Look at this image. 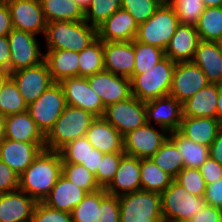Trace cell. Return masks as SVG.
I'll return each mask as SVG.
<instances>
[{
	"mask_svg": "<svg viewBox=\"0 0 222 222\" xmlns=\"http://www.w3.org/2000/svg\"><path fill=\"white\" fill-rule=\"evenodd\" d=\"M62 175V158L59 151L42 150L33 163L19 176V189L43 201Z\"/></svg>",
	"mask_w": 222,
	"mask_h": 222,
	"instance_id": "6da1fadb",
	"label": "cell"
},
{
	"mask_svg": "<svg viewBox=\"0 0 222 222\" xmlns=\"http://www.w3.org/2000/svg\"><path fill=\"white\" fill-rule=\"evenodd\" d=\"M35 34L12 29L7 35L10 49V73L29 68L44 61L45 54Z\"/></svg>",
	"mask_w": 222,
	"mask_h": 222,
	"instance_id": "30bf717a",
	"label": "cell"
},
{
	"mask_svg": "<svg viewBox=\"0 0 222 222\" xmlns=\"http://www.w3.org/2000/svg\"><path fill=\"white\" fill-rule=\"evenodd\" d=\"M154 163L175 179L184 168V162L175 142L168 137L160 149L151 157Z\"/></svg>",
	"mask_w": 222,
	"mask_h": 222,
	"instance_id": "836d02e7",
	"label": "cell"
},
{
	"mask_svg": "<svg viewBox=\"0 0 222 222\" xmlns=\"http://www.w3.org/2000/svg\"><path fill=\"white\" fill-rule=\"evenodd\" d=\"M105 70L103 41L98 38L79 52V76L89 77Z\"/></svg>",
	"mask_w": 222,
	"mask_h": 222,
	"instance_id": "e575fe53",
	"label": "cell"
},
{
	"mask_svg": "<svg viewBox=\"0 0 222 222\" xmlns=\"http://www.w3.org/2000/svg\"><path fill=\"white\" fill-rule=\"evenodd\" d=\"M135 66L133 74H142L152 69L165 57V51L154 45L143 44L134 39Z\"/></svg>",
	"mask_w": 222,
	"mask_h": 222,
	"instance_id": "74e56055",
	"label": "cell"
},
{
	"mask_svg": "<svg viewBox=\"0 0 222 222\" xmlns=\"http://www.w3.org/2000/svg\"><path fill=\"white\" fill-rule=\"evenodd\" d=\"M95 222H120L118 196L107 194L101 204H96Z\"/></svg>",
	"mask_w": 222,
	"mask_h": 222,
	"instance_id": "7dc6e473",
	"label": "cell"
},
{
	"mask_svg": "<svg viewBox=\"0 0 222 222\" xmlns=\"http://www.w3.org/2000/svg\"><path fill=\"white\" fill-rule=\"evenodd\" d=\"M160 5L158 0H121V8L128 11L138 25L146 22Z\"/></svg>",
	"mask_w": 222,
	"mask_h": 222,
	"instance_id": "ee69618b",
	"label": "cell"
},
{
	"mask_svg": "<svg viewBox=\"0 0 222 222\" xmlns=\"http://www.w3.org/2000/svg\"><path fill=\"white\" fill-rule=\"evenodd\" d=\"M85 137L103 154L124 152L123 136L103 116L93 120Z\"/></svg>",
	"mask_w": 222,
	"mask_h": 222,
	"instance_id": "603a6c76",
	"label": "cell"
},
{
	"mask_svg": "<svg viewBox=\"0 0 222 222\" xmlns=\"http://www.w3.org/2000/svg\"><path fill=\"white\" fill-rule=\"evenodd\" d=\"M175 65L165 56L152 69L133 74L130 78L132 95L144 102L169 95Z\"/></svg>",
	"mask_w": 222,
	"mask_h": 222,
	"instance_id": "277c9868",
	"label": "cell"
},
{
	"mask_svg": "<svg viewBox=\"0 0 222 222\" xmlns=\"http://www.w3.org/2000/svg\"><path fill=\"white\" fill-rule=\"evenodd\" d=\"M36 203L20 189L0 193V222H30Z\"/></svg>",
	"mask_w": 222,
	"mask_h": 222,
	"instance_id": "44dd1931",
	"label": "cell"
},
{
	"mask_svg": "<svg viewBox=\"0 0 222 222\" xmlns=\"http://www.w3.org/2000/svg\"><path fill=\"white\" fill-rule=\"evenodd\" d=\"M5 138L20 142H45V135L27 111L5 117Z\"/></svg>",
	"mask_w": 222,
	"mask_h": 222,
	"instance_id": "f1b7e54d",
	"label": "cell"
},
{
	"mask_svg": "<svg viewBox=\"0 0 222 222\" xmlns=\"http://www.w3.org/2000/svg\"><path fill=\"white\" fill-rule=\"evenodd\" d=\"M164 222H188L206 206L203 196H195L173 180L161 193Z\"/></svg>",
	"mask_w": 222,
	"mask_h": 222,
	"instance_id": "5b68a950",
	"label": "cell"
},
{
	"mask_svg": "<svg viewBox=\"0 0 222 222\" xmlns=\"http://www.w3.org/2000/svg\"><path fill=\"white\" fill-rule=\"evenodd\" d=\"M73 1L76 2L78 5H80L83 8V10H85L91 3V0H73Z\"/></svg>",
	"mask_w": 222,
	"mask_h": 222,
	"instance_id": "be15d7a7",
	"label": "cell"
},
{
	"mask_svg": "<svg viewBox=\"0 0 222 222\" xmlns=\"http://www.w3.org/2000/svg\"><path fill=\"white\" fill-rule=\"evenodd\" d=\"M104 67L115 75L131 78L135 66L134 40L103 42Z\"/></svg>",
	"mask_w": 222,
	"mask_h": 222,
	"instance_id": "d6986e66",
	"label": "cell"
},
{
	"mask_svg": "<svg viewBox=\"0 0 222 222\" xmlns=\"http://www.w3.org/2000/svg\"><path fill=\"white\" fill-rule=\"evenodd\" d=\"M174 180L184 187L188 193L195 196H204L206 183L199 168H183Z\"/></svg>",
	"mask_w": 222,
	"mask_h": 222,
	"instance_id": "bcb514c9",
	"label": "cell"
},
{
	"mask_svg": "<svg viewBox=\"0 0 222 222\" xmlns=\"http://www.w3.org/2000/svg\"><path fill=\"white\" fill-rule=\"evenodd\" d=\"M95 118L88 111L66 104L61 116L45 135V149L59 151L67 143L85 136Z\"/></svg>",
	"mask_w": 222,
	"mask_h": 222,
	"instance_id": "3957f363",
	"label": "cell"
},
{
	"mask_svg": "<svg viewBox=\"0 0 222 222\" xmlns=\"http://www.w3.org/2000/svg\"><path fill=\"white\" fill-rule=\"evenodd\" d=\"M120 8L121 0H91L84 10V21L97 28Z\"/></svg>",
	"mask_w": 222,
	"mask_h": 222,
	"instance_id": "ab89813d",
	"label": "cell"
},
{
	"mask_svg": "<svg viewBox=\"0 0 222 222\" xmlns=\"http://www.w3.org/2000/svg\"><path fill=\"white\" fill-rule=\"evenodd\" d=\"M199 170L205 180L206 185L212 184L218 179L222 178V165H220L210 156L199 167Z\"/></svg>",
	"mask_w": 222,
	"mask_h": 222,
	"instance_id": "f907efd6",
	"label": "cell"
},
{
	"mask_svg": "<svg viewBox=\"0 0 222 222\" xmlns=\"http://www.w3.org/2000/svg\"><path fill=\"white\" fill-rule=\"evenodd\" d=\"M220 51L222 52V37L217 41Z\"/></svg>",
	"mask_w": 222,
	"mask_h": 222,
	"instance_id": "e7e4bbea",
	"label": "cell"
},
{
	"mask_svg": "<svg viewBox=\"0 0 222 222\" xmlns=\"http://www.w3.org/2000/svg\"><path fill=\"white\" fill-rule=\"evenodd\" d=\"M169 137V132L151 124L138 127L123 137L124 153L139 159L151 158Z\"/></svg>",
	"mask_w": 222,
	"mask_h": 222,
	"instance_id": "8fae6325",
	"label": "cell"
},
{
	"mask_svg": "<svg viewBox=\"0 0 222 222\" xmlns=\"http://www.w3.org/2000/svg\"><path fill=\"white\" fill-rule=\"evenodd\" d=\"M54 82L79 76V52L71 50H47L45 58Z\"/></svg>",
	"mask_w": 222,
	"mask_h": 222,
	"instance_id": "f546056e",
	"label": "cell"
},
{
	"mask_svg": "<svg viewBox=\"0 0 222 222\" xmlns=\"http://www.w3.org/2000/svg\"><path fill=\"white\" fill-rule=\"evenodd\" d=\"M19 189V175L0 161V193L12 192Z\"/></svg>",
	"mask_w": 222,
	"mask_h": 222,
	"instance_id": "681fc988",
	"label": "cell"
},
{
	"mask_svg": "<svg viewBox=\"0 0 222 222\" xmlns=\"http://www.w3.org/2000/svg\"><path fill=\"white\" fill-rule=\"evenodd\" d=\"M141 190L159 193L165 191L174 180L158 167L151 158L140 159Z\"/></svg>",
	"mask_w": 222,
	"mask_h": 222,
	"instance_id": "d6a6232c",
	"label": "cell"
},
{
	"mask_svg": "<svg viewBox=\"0 0 222 222\" xmlns=\"http://www.w3.org/2000/svg\"><path fill=\"white\" fill-rule=\"evenodd\" d=\"M0 69L10 72V49L7 36H0Z\"/></svg>",
	"mask_w": 222,
	"mask_h": 222,
	"instance_id": "11a10c76",
	"label": "cell"
},
{
	"mask_svg": "<svg viewBox=\"0 0 222 222\" xmlns=\"http://www.w3.org/2000/svg\"><path fill=\"white\" fill-rule=\"evenodd\" d=\"M169 4L182 25L196 26L206 8L202 0H170Z\"/></svg>",
	"mask_w": 222,
	"mask_h": 222,
	"instance_id": "60d3db41",
	"label": "cell"
},
{
	"mask_svg": "<svg viewBox=\"0 0 222 222\" xmlns=\"http://www.w3.org/2000/svg\"><path fill=\"white\" fill-rule=\"evenodd\" d=\"M221 208L207 205L198 214L194 215L188 222H218Z\"/></svg>",
	"mask_w": 222,
	"mask_h": 222,
	"instance_id": "f5cc1de1",
	"label": "cell"
},
{
	"mask_svg": "<svg viewBox=\"0 0 222 222\" xmlns=\"http://www.w3.org/2000/svg\"><path fill=\"white\" fill-rule=\"evenodd\" d=\"M87 79L91 89L100 97L105 108L132 96L130 78L103 70Z\"/></svg>",
	"mask_w": 222,
	"mask_h": 222,
	"instance_id": "9a60e30c",
	"label": "cell"
},
{
	"mask_svg": "<svg viewBox=\"0 0 222 222\" xmlns=\"http://www.w3.org/2000/svg\"><path fill=\"white\" fill-rule=\"evenodd\" d=\"M62 175L87 193L101 189L95 175L82 164L62 163Z\"/></svg>",
	"mask_w": 222,
	"mask_h": 222,
	"instance_id": "f35d334b",
	"label": "cell"
},
{
	"mask_svg": "<svg viewBox=\"0 0 222 222\" xmlns=\"http://www.w3.org/2000/svg\"><path fill=\"white\" fill-rule=\"evenodd\" d=\"M208 84L207 77L199 66L192 62H178L173 71L169 95L183 104Z\"/></svg>",
	"mask_w": 222,
	"mask_h": 222,
	"instance_id": "4fadbf2b",
	"label": "cell"
},
{
	"mask_svg": "<svg viewBox=\"0 0 222 222\" xmlns=\"http://www.w3.org/2000/svg\"><path fill=\"white\" fill-rule=\"evenodd\" d=\"M47 23L54 21H82L84 10L73 0H40Z\"/></svg>",
	"mask_w": 222,
	"mask_h": 222,
	"instance_id": "4dcf8cb0",
	"label": "cell"
},
{
	"mask_svg": "<svg viewBox=\"0 0 222 222\" xmlns=\"http://www.w3.org/2000/svg\"><path fill=\"white\" fill-rule=\"evenodd\" d=\"M217 119L222 124V84L219 85V93L217 100Z\"/></svg>",
	"mask_w": 222,
	"mask_h": 222,
	"instance_id": "680465c9",
	"label": "cell"
},
{
	"mask_svg": "<svg viewBox=\"0 0 222 222\" xmlns=\"http://www.w3.org/2000/svg\"><path fill=\"white\" fill-rule=\"evenodd\" d=\"M44 149L45 142H20L5 138L0 143V161L20 176Z\"/></svg>",
	"mask_w": 222,
	"mask_h": 222,
	"instance_id": "ac0fdd59",
	"label": "cell"
},
{
	"mask_svg": "<svg viewBox=\"0 0 222 222\" xmlns=\"http://www.w3.org/2000/svg\"><path fill=\"white\" fill-rule=\"evenodd\" d=\"M158 1H160L161 3H169L170 2V0H158Z\"/></svg>",
	"mask_w": 222,
	"mask_h": 222,
	"instance_id": "03108f58",
	"label": "cell"
},
{
	"mask_svg": "<svg viewBox=\"0 0 222 222\" xmlns=\"http://www.w3.org/2000/svg\"><path fill=\"white\" fill-rule=\"evenodd\" d=\"M205 7H221L222 6V0H202Z\"/></svg>",
	"mask_w": 222,
	"mask_h": 222,
	"instance_id": "94428289",
	"label": "cell"
},
{
	"mask_svg": "<svg viewBox=\"0 0 222 222\" xmlns=\"http://www.w3.org/2000/svg\"><path fill=\"white\" fill-rule=\"evenodd\" d=\"M210 157L222 165V128L219 130L215 140L209 147Z\"/></svg>",
	"mask_w": 222,
	"mask_h": 222,
	"instance_id": "6f0895ef",
	"label": "cell"
},
{
	"mask_svg": "<svg viewBox=\"0 0 222 222\" xmlns=\"http://www.w3.org/2000/svg\"><path fill=\"white\" fill-rule=\"evenodd\" d=\"M92 148V144L85 136L77 138L76 140L67 143L59 150L62 163L81 164L86 161Z\"/></svg>",
	"mask_w": 222,
	"mask_h": 222,
	"instance_id": "7bdbcfd3",
	"label": "cell"
},
{
	"mask_svg": "<svg viewBox=\"0 0 222 222\" xmlns=\"http://www.w3.org/2000/svg\"><path fill=\"white\" fill-rule=\"evenodd\" d=\"M200 42L196 26L180 24L166 47L165 56L173 62H191Z\"/></svg>",
	"mask_w": 222,
	"mask_h": 222,
	"instance_id": "cb8c5ba5",
	"label": "cell"
},
{
	"mask_svg": "<svg viewBox=\"0 0 222 222\" xmlns=\"http://www.w3.org/2000/svg\"><path fill=\"white\" fill-rule=\"evenodd\" d=\"M10 77L16 83L27 105L36 101L46 89L55 83L45 60L38 65L12 72Z\"/></svg>",
	"mask_w": 222,
	"mask_h": 222,
	"instance_id": "5bb4252c",
	"label": "cell"
},
{
	"mask_svg": "<svg viewBox=\"0 0 222 222\" xmlns=\"http://www.w3.org/2000/svg\"><path fill=\"white\" fill-rule=\"evenodd\" d=\"M13 29L44 35L47 22L40 0H8Z\"/></svg>",
	"mask_w": 222,
	"mask_h": 222,
	"instance_id": "2e32d148",
	"label": "cell"
},
{
	"mask_svg": "<svg viewBox=\"0 0 222 222\" xmlns=\"http://www.w3.org/2000/svg\"><path fill=\"white\" fill-rule=\"evenodd\" d=\"M141 190L140 159L124 154L113 180L105 188L109 195L121 196Z\"/></svg>",
	"mask_w": 222,
	"mask_h": 222,
	"instance_id": "7402d4cb",
	"label": "cell"
},
{
	"mask_svg": "<svg viewBox=\"0 0 222 222\" xmlns=\"http://www.w3.org/2000/svg\"><path fill=\"white\" fill-rule=\"evenodd\" d=\"M191 62L201 68L209 83L222 84V52L217 42L200 40Z\"/></svg>",
	"mask_w": 222,
	"mask_h": 222,
	"instance_id": "d4e9b609",
	"label": "cell"
},
{
	"mask_svg": "<svg viewBox=\"0 0 222 222\" xmlns=\"http://www.w3.org/2000/svg\"><path fill=\"white\" fill-rule=\"evenodd\" d=\"M179 25L173 7L169 3H161L146 22L138 25L135 40L165 50Z\"/></svg>",
	"mask_w": 222,
	"mask_h": 222,
	"instance_id": "52a82bcc",
	"label": "cell"
},
{
	"mask_svg": "<svg viewBox=\"0 0 222 222\" xmlns=\"http://www.w3.org/2000/svg\"><path fill=\"white\" fill-rule=\"evenodd\" d=\"M103 157V153L95 148L89 152L86 161L82 162L81 164L85 166L91 173L94 175L97 172V168L99 167L100 160Z\"/></svg>",
	"mask_w": 222,
	"mask_h": 222,
	"instance_id": "9f6ffc18",
	"label": "cell"
},
{
	"mask_svg": "<svg viewBox=\"0 0 222 222\" xmlns=\"http://www.w3.org/2000/svg\"><path fill=\"white\" fill-rule=\"evenodd\" d=\"M147 123L152 121L166 131H178L183 117L182 104L170 95L145 102Z\"/></svg>",
	"mask_w": 222,
	"mask_h": 222,
	"instance_id": "e0dca14e",
	"label": "cell"
},
{
	"mask_svg": "<svg viewBox=\"0 0 222 222\" xmlns=\"http://www.w3.org/2000/svg\"><path fill=\"white\" fill-rule=\"evenodd\" d=\"M27 103L10 77L0 91V115L6 117L27 111Z\"/></svg>",
	"mask_w": 222,
	"mask_h": 222,
	"instance_id": "8d00e7d4",
	"label": "cell"
},
{
	"mask_svg": "<svg viewBox=\"0 0 222 222\" xmlns=\"http://www.w3.org/2000/svg\"><path fill=\"white\" fill-rule=\"evenodd\" d=\"M218 222H222V212L220 214V217H219V221Z\"/></svg>",
	"mask_w": 222,
	"mask_h": 222,
	"instance_id": "003e7915",
	"label": "cell"
},
{
	"mask_svg": "<svg viewBox=\"0 0 222 222\" xmlns=\"http://www.w3.org/2000/svg\"><path fill=\"white\" fill-rule=\"evenodd\" d=\"M30 222H73L71 213L59 211L43 201L36 203Z\"/></svg>",
	"mask_w": 222,
	"mask_h": 222,
	"instance_id": "c3c4849f",
	"label": "cell"
},
{
	"mask_svg": "<svg viewBox=\"0 0 222 222\" xmlns=\"http://www.w3.org/2000/svg\"><path fill=\"white\" fill-rule=\"evenodd\" d=\"M59 84L62 86L66 104L79 107L96 117L103 116L105 107L100 97L91 89L87 78L68 77Z\"/></svg>",
	"mask_w": 222,
	"mask_h": 222,
	"instance_id": "7c38bea8",
	"label": "cell"
},
{
	"mask_svg": "<svg viewBox=\"0 0 222 222\" xmlns=\"http://www.w3.org/2000/svg\"><path fill=\"white\" fill-rule=\"evenodd\" d=\"M219 85L209 83L182 104L185 117L217 118Z\"/></svg>",
	"mask_w": 222,
	"mask_h": 222,
	"instance_id": "83f0119b",
	"label": "cell"
},
{
	"mask_svg": "<svg viewBox=\"0 0 222 222\" xmlns=\"http://www.w3.org/2000/svg\"><path fill=\"white\" fill-rule=\"evenodd\" d=\"M9 78L10 72L4 69H0V91Z\"/></svg>",
	"mask_w": 222,
	"mask_h": 222,
	"instance_id": "91938a15",
	"label": "cell"
},
{
	"mask_svg": "<svg viewBox=\"0 0 222 222\" xmlns=\"http://www.w3.org/2000/svg\"><path fill=\"white\" fill-rule=\"evenodd\" d=\"M65 105L62 86L55 82L36 101L28 105L27 112L37 127L46 135L61 116Z\"/></svg>",
	"mask_w": 222,
	"mask_h": 222,
	"instance_id": "ba28073f",
	"label": "cell"
},
{
	"mask_svg": "<svg viewBox=\"0 0 222 222\" xmlns=\"http://www.w3.org/2000/svg\"><path fill=\"white\" fill-rule=\"evenodd\" d=\"M118 199L120 222H164L161 194L138 190Z\"/></svg>",
	"mask_w": 222,
	"mask_h": 222,
	"instance_id": "8992f818",
	"label": "cell"
},
{
	"mask_svg": "<svg viewBox=\"0 0 222 222\" xmlns=\"http://www.w3.org/2000/svg\"><path fill=\"white\" fill-rule=\"evenodd\" d=\"M13 29L7 2H0V36H7Z\"/></svg>",
	"mask_w": 222,
	"mask_h": 222,
	"instance_id": "db71d44e",
	"label": "cell"
},
{
	"mask_svg": "<svg viewBox=\"0 0 222 222\" xmlns=\"http://www.w3.org/2000/svg\"><path fill=\"white\" fill-rule=\"evenodd\" d=\"M44 36L46 50L81 52L97 39V28L84 20H60L47 23Z\"/></svg>",
	"mask_w": 222,
	"mask_h": 222,
	"instance_id": "7a4b0ae2",
	"label": "cell"
},
{
	"mask_svg": "<svg viewBox=\"0 0 222 222\" xmlns=\"http://www.w3.org/2000/svg\"><path fill=\"white\" fill-rule=\"evenodd\" d=\"M169 137L175 142L184 162V168H199L210 156L209 146L198 144L179 131L170 132Z\"/></svg>",
	"mask_w": 222,
	"mask_h": 222,
	"instance_id": "1f68e13d",
	"label": "cell"
},
{
	"mask_svg": "<svg viewBox=\"0 0 222 222\" xmlns=\"http://www.w3.org/2000/svg\"><path fill=\"white\" fill-rule=\"evenodd\" d=\"M138 23L128 11L120 8L97 27V38L103 42H130L136 37Z\"/></svg>",
	"mask_w": 222,
	"mask_h": 222,
	"instance_id": "ffe728a7",
	"label": "cell"
},
{
	"mask_svg": "<svg viewBox=\"0 0 222 222\" xmlns=\"http://www.w3.org/2000/svg\"><path fill=\"white\" fill-rule=\"evenodd\" d=\"M196 29L200 40L217 42L222 37V6L205 8Z\"/></svg>",
	"mask_w": 222,
	"mask_h": 222,
	"instance_id": "d590c367",
	"label": "cell"
},
{
	"mask_svg": "<svg viewBox=\"0 0 222 222\" xmlns=\"http://www.w3.org/2000/svg\"><path fill=\"white\" fill-rule=\"evenodd\" d=\"M203 197L207 205L222 209V178L212 184L206 185Z\"/></svg>",
	"mask_w": 222,
	"mask_h": 222,
	"instance_id": "816d5d0a",
	"label": "cell"
},
{
	"mask_svg": "<svg viewBox=\"0 0 222 222\" xmlns=\"http://www.w3.org/2000/svg\"><path fill=\"white\" fill-rule=\"evenodd\" d=\"M103 117L124 137L147 123L145 102L132 95L124 101L108 105Z\"/></svg>",
	"mask_w": 222,
	"mask_h": 222,
	"instance_id": "9c48e42d",
	"label": "cell"
},
{
	"mask_svg": "<svg viewBox=\"0 0 222 222\" xmlns=\"http://www.w3.org/2000/svg\"><path fill=\"white\" fill-rule=\"evenodd\" d=\"M5 139V117L0 115V143Z\"/></svg>",
	"mask_w": 222,
	"mask_h": 222,
	"instance_id": "6125c7cd",
	"label": "cell"
},
{
	"mask_svg": "<svg viewBox=\"0 0 222 222\" xmlns=\"http://www.w3.org/2000/svg\"><path fill=\"white\" fill-rule=\"evenodd\" d=\"M86 195L87 192L61 175L43 202L51 208L71 213Z\"/></svg>",
	"mask_w": 222,
	"mask_h": 222,
	"instance_id": "484cf974",
	"label": "cell"
},
{
	"mask_svg": "<svg viewBox=\"0 0 222 222\" xmlns=\"http://www.w3.org/2000/svg\"><path fill=\"white\" fill-rule=\"evenodd\" d=\"M221 128L217 118L183 116L178 131L186 138L210 147Z\"/></svg>",
	"mask_w": 222,
	"mask_h": 222,
	"instance_id": "4316f807",
	"label": "cell"
},
{
	"mask_svg": "<svg viewBox=\"0 0 222 222\" xmlns=\"http://www.w3.org/2000/svg\"><path fill=\"white\" fill-rule=\"evenodd\" d=\"M107 194L104 188L87 193L84 199L71 211L73 222H95L96 204H101V200Z\"/></svg>",
	"mask_w": 222,
	"mask_h": 222,
	"instance_id": "b9f144b4",
	"label": "cell"
},
{
	"mask_svg": "<svg viewBox=\"0 0 222 222\" xmlns=\"http://www.w3.org/2000/svg\"><path fill=\"white\" fill-rule=\"evenodd\" d=\"M124 154V152L103 154L95 174L97 183L101 188L105 189L113 180Z\"/></svg>",
	"mask_w": 222,
	"mask_h": 222,
	"instance_id": "f6af8a7d",
	"label": "cell"
}]
</instances>
